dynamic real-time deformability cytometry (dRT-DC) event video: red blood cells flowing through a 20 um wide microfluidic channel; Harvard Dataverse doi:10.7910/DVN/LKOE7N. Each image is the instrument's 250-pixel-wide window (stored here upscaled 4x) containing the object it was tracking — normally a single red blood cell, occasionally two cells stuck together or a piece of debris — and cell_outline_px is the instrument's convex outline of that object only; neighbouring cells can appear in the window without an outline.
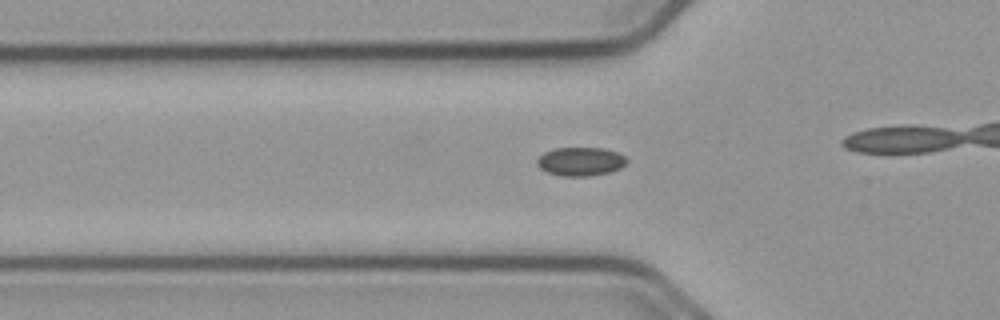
{"species": "common noctule bat (a hibernating species)", "species_latin": "Nyctalus noctula", "temperature_condition": "cold", "stored_images_in_passage": 53, "camera_frame_rate_fps": 3000, "um_per_image_px": 0.085, "animal": {"sex": "male", "body_mass_g": 23.1, "forearm_length_mm": 52.7}, "frame": {"image": 1, "passage_image": 19, "time_ms": 6.0, "image_size_px": [1000, 320], "cell_outline_px": [[628, 160], [620, 168], [608, 172], [588, 176], [560, 176], [548, 172], [540, 168], [536, 164], [536, 160], [544, 152], [556, 148], [604, 148], [616, 152], [624, 156]], "centroid_in_image_um": [49.32, 13.72], "position_along_channel_um": 76.5, "area_um2": 14.85}}
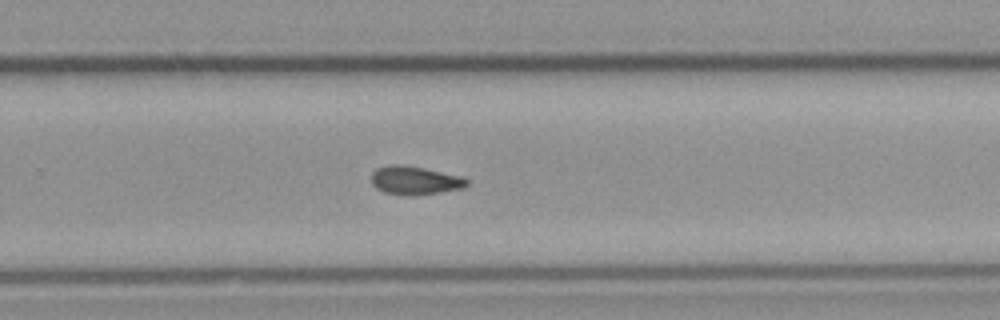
{"frame": {"image": 2, "passage_image": 34, "time_ms": 11.0, "image_size_px": [1000, 320], "cell_outline_px": [[468, 184], [464, 188], [440, 192], [408, 196], [384, 192], [376, 188], [372, 184], [372, 172], [376, 168], [388, 164], [404, 164], [424, 168], [460, 176], [468, 180]], "centroid_in_image_um": [35.23, 15.32], "position_along_channel_um": 294.6, "area_um2": 15.9}}
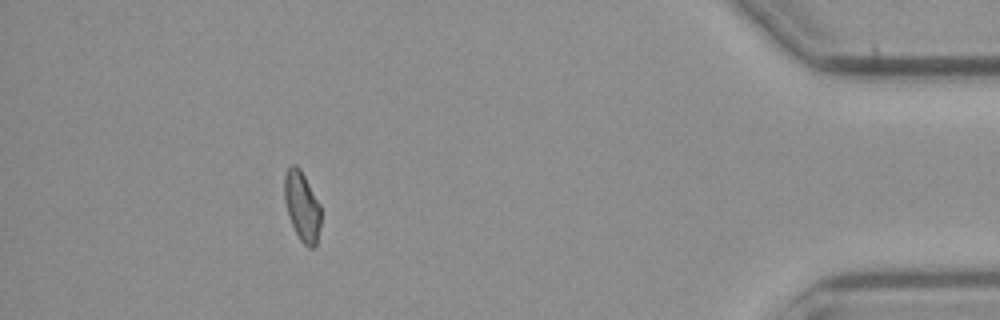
{"frame": {"image": 3, "passage_image": 48, "time_ms": 15.667, "image_size_px": [1000, 320], "cell_outline_px": [[320, 224], [316, 244], [312, 248], [308, 248], [300, 240], [292, 224], [284, 200], [284, 176], [288, 168], [292, 164], [296, 164], [300, 168], [320, 204]], "centroid_in_image_um": [25.67, 17.51], "position_along_channel_um": 409.5, "area_um2": 14.62}}